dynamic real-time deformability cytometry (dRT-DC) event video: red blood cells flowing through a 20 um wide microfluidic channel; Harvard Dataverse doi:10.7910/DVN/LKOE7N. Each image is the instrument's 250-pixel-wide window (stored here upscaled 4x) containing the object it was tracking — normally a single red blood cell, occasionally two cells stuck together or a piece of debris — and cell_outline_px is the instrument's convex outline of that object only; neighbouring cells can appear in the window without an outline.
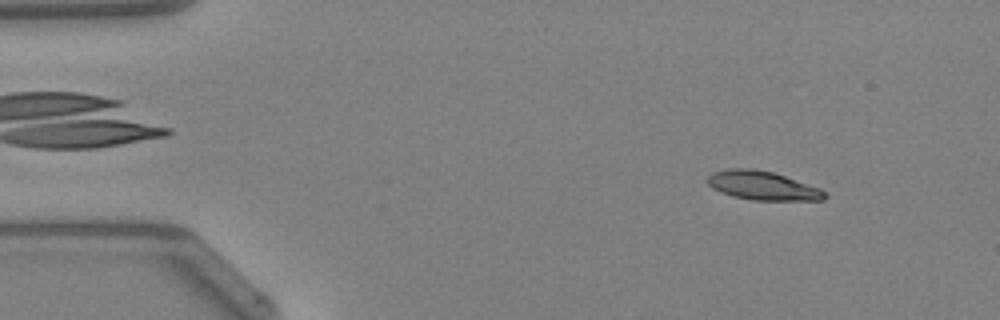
{"species": "Egyptian fruit bat (a non-hibernating species)", "species_latin": "Rousettus aegyptiacus", "temperature_condition": "warm", "stored_images_in_passage": 47, "camera_frame_rate_fps": 3000, "um_per_image_px": 0.085, "animal": {"sex": "female"}, "frame": {"image": 1, "passage_image": 5, "time_ms": 1.333, "image_size_px": [1000, 320], "cell_outline_px": [[828, 196], [824, 200], [752, 200], [732, 196], [720, 192], [712, 188], [708, 184], [708, 176], [712, 172], [728, 168], [752, 168], [772, 172], [820, 188]], "centroid_in_image_um": [64.79, 15.78], "position_along_channel_um": 20.2, "area_um2": 19.65}}
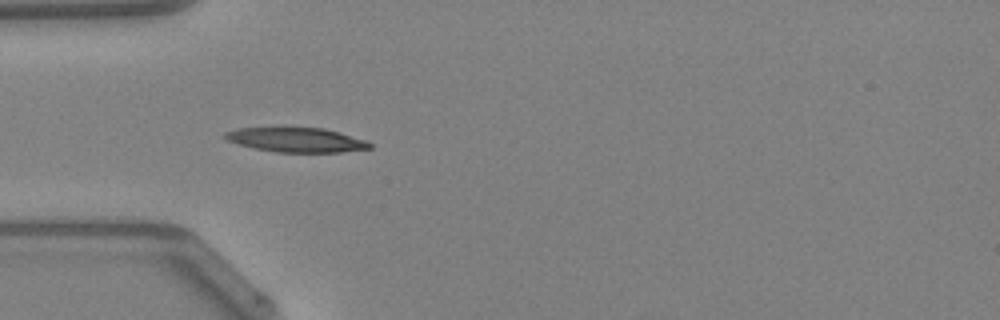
{"frame": {"image": 2, "passage_image": 14, "time_ms": 4.333, "image_size_px": [1000, 320], "cell_outline_px": [[372, 148], [340, 152], [276, 152], [252, 148], [236, 144], [228, 140], [224, 136], [224, 132], [240, 128], [280, 124], [284, 124], [324, 128], [364, 140], [372, 144]], "centroid_in_image_um": [25.08, 11.83], "position_along_channel_um": 59.9, "area_um2": 21.68}}
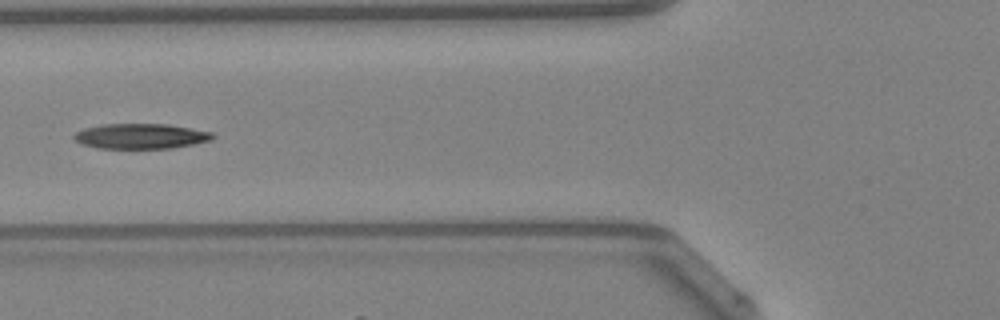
{"frame": {"image": 3, "passage_image": 18, "time_ms": 5.667, "image_size_px": [1000, 320], "cell_outline_px": [[216, 136], [212, 140], [172, 148], [96, 148], [80, 144], [72, 136], [76, 132], [84, 128], [100, 124], [168, 124], [212, 132]], "centroid_in_image_um": [11.94, 11.57], "position_along_channel_um": 113.9, "area_um2": 20.4}, "authors_computed_cell_mechanics": {"area_um2": 20.2878, "velocity_mm_per_s": 4.2631, "shape_relaxation_time_tau1_ms": 9.9758, "shape_relaxation_time_tau2_ms": 8.0321, "deformation_change_tau1": 0.2491, "deformation_change_tau2": 0.1649}}